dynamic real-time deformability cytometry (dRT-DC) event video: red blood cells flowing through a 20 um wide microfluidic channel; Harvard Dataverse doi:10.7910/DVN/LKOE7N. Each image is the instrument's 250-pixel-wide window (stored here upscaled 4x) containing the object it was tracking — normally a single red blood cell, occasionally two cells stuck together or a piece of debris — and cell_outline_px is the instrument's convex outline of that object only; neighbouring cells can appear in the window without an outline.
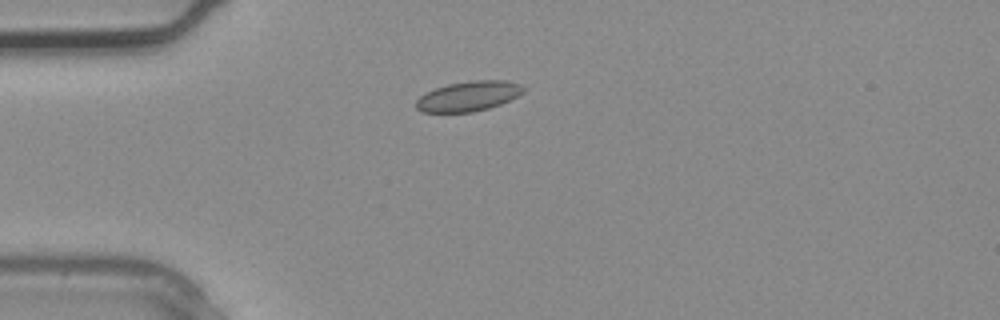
{"species": "common noctule bat (a hibernating species)", "species_latin": "Nyctalus noctula", "temperature_condition": "warm", "stored_images_in_passage": 1, "camera_frame_rate_fps": 3000, "um_per_image_px": 0.085, "animal": {"sex": "male", "body_mass_g": 20.4}, "frame": {"image": 1, "passage_image": 1, "time_ms": 0.0, "image_size_px": [1000, 320], "cell_outline_px": [[524, 92], [500, 104], [488, 108], [472, 112], [420, 112], [416, 108], [416, 100], [424, 92], [448, 84], [472, 80], [504, 80], [520, 84], [524, 88]], "centroid_in_image_um": [39.78, 8.17], "position_along_channel_um": 45.2, "area_um2": 18.67}}